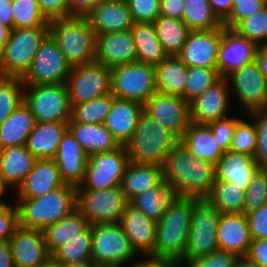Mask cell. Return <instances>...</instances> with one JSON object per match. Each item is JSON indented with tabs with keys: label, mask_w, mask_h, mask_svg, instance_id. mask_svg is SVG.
Returning a JSON list of instances; mask_svg holds the SVG:
<instances>
[{
	"label": "cell",
	"mask_w": 267,
	"mask_h": 267,
	"mask_svg": "<svg viewBox=\"0 0 267 267\" xmlns=\"http://www.w3.org/2000/svg\"><path fill=\"white\" fill-rule=\"evenodd\" d=\"M162 172L182 197L206 198L216 180L215 164L194 158L180 141L167 154Z\"/></svg>",
	"instance_id": "1"
},
{
	"label": "cell",
	"mask_w": 267,
	"mask_h": 267,
	"mask_svg": "<svg viewBox=\"0 0 267 267\" xmlns=\"http://www.w3.org/2000/svg\"><path fill=\"white\" fill-rule=\"evenodd\" d=\"M19 225L43 230L77 208V188L64 184L36 198H18Z\"/></svg>",
	"instance_id": "2"
},
{
	"label": "cell",
	"mask_w": 267,
	"mask_h": 267,
	"mask_svg": "<svg viewBox=\"0 0 267 267\" xmlns=\"http://www.w3.org/2000/svg\"><path fill=\"white\" fill-rule=\"evenodd\" d=\"M191 211L192 197H180L165 210L156 225L155 256L178 265L185 260Z\"/></svg>",
	"instance_id": "3"
},
{
	"label": "cell",
	"mask_w": 267,
	"mask_h": 267,
	"mask_svg": "<svg viewBox=\"0 0 267 267\" xmlns=\"http://www.w3.org/2000/svg\"><path fill=\"white\" fill-rule=\"evenodd\" d=\"M49 34L71 68L95 61L96 36L86 16L50 20Z\"/></svg>",
	"instance_id": "4"
},
{
	"label": "cell",
	"mask_w": 267,
	"mask_h": 267,
	"mask_svg": "<svg viewBox=\"0 0 267 267\" xmlns=\"http://www.w3.org/2000/svg\"><path fill=\"white\" fill-rule=\"evenodd\" d=\"M179 140L145 111L126 143L130 161L163 167L167 154Z\"/></svg>",
	"instance_id": "5"
},
{
	"label": "cell",
	"mask_w": 267,
	"mask_h": 267,
	"mask_svg": "<svg viewBox=\"0 0 267 267\" xmlns=\"http://www.w3.org/2000/svg\"><path fill=\"white\" fill-rule=\"evenodd\" d=\"M48 34L49 27L13 28L0 55V76L22 78Z\"/></svg>",
	"instance_id": "6"
},
{
	"label": "cell",
	"mask_w": 267,
	"mask_h": 267,
	"mask_svg": "<svg viewBox=\"0 0 267 267\" xmlns=\"http://www.w3.org/2000/svg\"><path fill=\"white\" fill-rule=\"evenodd\" d=\"M219 211L205 198L192 197L191 226L188 232L185 260L206 256L218 250Z\"/></svg>",
	"instance_id": "7"
},
{
	"label": "cell",
	"mask_w": 267,
	"mask_h": 267,
	"mask_svg": "<svg viewBox=\"0 0 267 267\" xmlns=\"http://www.w3.org/2000/svg\"><path fill=\"white\" fill-rule=\"evenodd\" d=\"M24 92L23 102L36 122L70 120L71 105L66 84H24Z\"/></svg>",
	"instance_id": "8"
},
{
	"label": "cell",
	"mask_w": 267,
	"mask_h": 267,
	"mask_svg": "<svg viewBox=\"0 0 267 267\" xmlns=\"http://www.w3.org/2000/svg\"><path fill=\"white\" fill-rule=\"evenodd\" d=\"M157 92L155 66L135 61L111 69V93L144 105Z\"/></svg>",
	"instance_id": "9"
},
{
	"label": "cell",
	"mask_w": 267,
	"mask_h": 267,
	"mask_svg": "<svg viewBox=\"0 0 267 267\" xmlns=\"http://www.w3.org/2000/svg\"><path fill=\"white\" fill-rule=\"evenodd\" d=\"M129 203L120 186L107 190L77 189V209L89 225L120 223Z\"/></svg>",
	"instance_id": "10"
},
{
	"label": "cell",
	"mask_w": 267,
	"mask_h": 267,
	"mask_svg": "<svg viewBox=\"0 0 267 267\" xmlns=\"http://www.w3.org/2000/svg\"><path fill=\"white\" fill-rule=\"evenodd\" d=\"M130 162L125 145L111 152L89 155L84 182L77 189L107 190L120 186Z\"/></svg>",
	"instance_id": "11"
},
{
	"label": "cell",
	"mask_w": 267,
	"mask_h": 267,
	"mask_svg": "<svg viewBox=\"0 0 267 267\" xmlns=\"http://www.w3.org/2000/svg\"><path fill=\"white\" fill-rule=\"evenodd\" d=\"M91 227L94 263L122 267L137 257L119 223L93 224Z\"/></svg>",
	"instance_id": "12"
},
{
	"label": "cell",
	"mask_w": 267,
	"mask_h": 267,
	"mask_svg": "<svg viewBox=\"0 0 267 267\" xmlns=\"http://www.w3.org/2000/svg\"><path fill=\"white\" fill-rule=\"evenodd\" d=\"M70 71L71 66L56 41L48 34L21 80L24 84H66Z\"/></svg>",
	"instance_id": "13"
},
{
	"label": "cell",
	"mask_w": 267,
	"mask_h": 267,
	"mask_svg": "<svg viewBox=\"0 0 267 267\" xmlns=\"http://www.w3.org/2000/svg\"><path fill=\"white\" fill-rule=\"evenodd\" d=\"M66 86L70 105L103 96L111 92V69L97 61L72 67Z\"/></svg>",
	"instance_id": "14"
},
{
	"label": "cell",
	"mask_w": 267,
	"mask_h": 267,
	"mask_svg": "<svg viewBox=\"0 0 267 267\" xmlns=\"http://www.w3.org/2000/svg\"><path fill=\"white\" fill-rule=\"evenodd\" d=\"M224 78L249 113L267 108V80L255 60L231 71Z\"/></svg>",
	"instance_id": "15"
},
{
	"label": "cell",
	"mask_w": 267,
	"mask_h": 267,
	"mask_svg": "<svg viewBox=\"0 0 267 267\" xmlns=\"http://www.w3.org/2000/svg\"><path fill=\"white\" fill-rule=\"evenodd\" d=\"M144 111L180 140L190 123L189 103L181 96L155 92Z\"/></svg>",
	"instance_id": "16"
},
{
	"label": "cell",
	"mask_w": 267,
	"mask_h": 267,
	"mask_svg": "<svg viewBox=\"0 0 267 267\" xmlns=\"http://www.w3.org/2000/svg\"><path fill=\"white\" fill-rule=\"evenodd\" d=\"M223 33L224 25L212 30H190L177 56L188 68H217L218 49Z\"/></svg>",
	"instance_id": "17"
},
{
	"label": "cell",
	"mask_w": 267,
	"mask_h": 267,
	"mask_svg": "<svg viewBox=\"0 0 267 267\" xmlns=\"http://www.w3.org/2000/svg\"><path fill=\"white\" fill-rule=\"evenodd\" d=\"M95 61L110 69L137 61L131 29L96 35Z\"/></svg>",
	"instance_id": "18"
},
{
	"label": "cell",
	"mask_w": 267,
	"mask_h": 267,
	"mask_svg": "<svg viewBox=\"0 0 267 267\" xmlns=\"http://www.w3.org/2000/svg\"><path fill=\"white\" fill-rule=\"evenodd\" d=\"M230 87L223 77L215 85L189 102L190 122L208 124L226 117Z\"/></svg>",
	"instance_id": "19"
},
{
	"label": "cell",
	"mask_w": 267,
	"mask_h": 267,
	"mask_svg": "<svg viewBox=\"0 0 267 267\" xmlns=\"http://www.w3.org/2000/svg\"><path fill=\"white\" fill-rule=\"evenodd\" d=\"M9 242L15 267H36L51 257L40 229L19 225Z\"/></svg>",
	"instance_id": "20"
},
{
	"label": "cell",
	"mask_w": 267,
	"mask_h": 267,
	"mask_svg": "<svg viewBox=\"0 0 267 267\" xmlns=\"http://www.w3.org/2000/svg\"><path fill=\"white\" fill-rule=\"evenodd\" d=\"M119 224L137 254L155 256L157 222L128 203Z\"/></svg>",
	"instance_id": "21"
},
{
	"label": "cell",
	"mask_w": 267,
	"mask_h": 267,
	"mask_svg": "<svg viewBox=\"0 0 267 267\" xmlns=\"http://www.w3.org/2000/svg\"><path fill=\"white\" fill-rule=\"evenodd\" d=\"M218 250L246 256L252 238L244 213H220L217 224Z\"/></svg>",
	"instance_id": "22"
},
{
	"label": "cell",
	"mask_w": 267,
	"mask_h": 267,
	"mask_svg": "<svg viewBox=\"0 0 267 267\" xmlns=\"http://www.w3.org/2000/svg\"><path fill=\"white\" fill-rule=\"evenodd\" d=\"M88 155L68 129L59 144L54 158L62 181L79 187L85 179Z\"/></svg>",
	"instance_id": "23"
},
{
	"label": "cell",
	"mask_w": 267,
	"mask_h": 267,
	"mask_svg": "<svg viewBox=\"0 0 267 267\" xmlns=\"http://www.w3.org/2000/svg\"><path fill=\"white\" fill-rule=\"evenodd\" d=\"M86 17L95 36L107 32L129 30L134 25L126 0H103Z\"/></svg>",
	"instance_id": "24"
},
{
	"label": "cell",
	"mask_w": 267,
	"mask_h": 267,
	"mask_svg": "<svg viewBox=\"0 0 267 267\" xmlns=\"http://www.w3.org/2000/svg\"><path fill=\"white\" fill-rule=\"evenodd\" d=\"M256 45L224 26L218 49L217 70L222 77L255 59Z\"/></svg>",
	"instance_id": "25"
},
{
	"label": "cell",
	"mask_w": 267,
	"mask_h": 267,
	"mask_svg": "<svg viewBox=\"0 0 267 267\" xmlns=\"http://www.w3.org/2000/svg\"><path fill=\"white\" fill-rule=\"evenodd\" d=\"M64 184L54 159H36L32 170L18 187L17 198L43 196Z\"/></svg>",
	"instance_id": "26"
},
{
	"label": "cell",
	"mask_w": 267,
	"mask_h": 267,
	"mask_svg": "<svg viewBox=\"0 0 267 267\" xmlns=\"http://www.w3.org/2000/svg\"><path fill=\"white\" fill-rule=\"evenodd\" d=\"M144 105L127 99L114 98L104 125L120 145H126L134 134Z\"/></svg>",
	"instance_id": "27"
},
{
	"label": "cell",
	"mask_w": 267,
	"mask_h": 267,
	"mask_svg": "<svg viewBox=\"0 0 267 267\" xmlns=\"http://www.w3.org/2000/svg\"><path fill=\"white\" fill-rule=\"evenodd\" d=\"M259 169L253 156L227 150L215 164V179L234 183L246 191Z\"/></svg>",
	"instance_id": "28"
},
{
	"label": "cell",
	"mask_w": 267,
	"mask_h": 267,
	"mask_svg": "<svg viewBox=\"0 0 267 267\" xmlns=\"http://www.w3.org/2000/svg\"><path fill=\"white\" fill-rule=\"evenodd\" d=\"M67 130L68 121L36 122L26 148L36 159H54Z\"/></svg>",
	"instance_id": "29"
},
{
	"label": "cell",
	"mask_w": 267,
	"mask_h": 267,
	"mask_svg": "<svg viewBox=\"0 0 267 267\" xmlns=\"http://www.w3.org/2000/svg\"><path fill=\"white\" fill-rule=\"evenodd\" d=\"M180 197L182 196L175 186L162 180L156 187L133 197L129 203L150 219L158 222L165 210Z\"/></svg>",
	"instance_id": "30"
},
{
	"label": "cell",
	"mask_w": 267,
	"mask_h": 267,
	"mask_svg": "<svg viewBox=\"0 0 267 267\" xmlns=\"http://www.w3.org/2000/svg\"><path fill=\"white\" fill-rule=\"evenodd\" d=\"M68 129L88 156L111 152L121 146L104 123L68 122Z\"/></svg>",
	"instance_id": "31"
},
{
	"label": "cell",
	"mask_w": 267,
	"mask_h": 267,
	"mask_svg": "<svg viewBox=\"0 0 267 267\" xmlns=\"http://www.w3.org/2000/svg\"><path fill=\"white\" fill-rule=\"evenodd\" d=\"M179 141L194 158L213 164H216L224 153L207 124L190 122Z\"/></svg>",
	"instance_id": "32"
},
{
	"label": "cell",
	"mask_w": 267,
	"mask_h": 267,
	"mask_svg": "<svg viewBox=\"0 0 267 267\" xmlns=\"http://www.w3.org/2000/svg\"><path fill=\"white\" fill-rule=\"evenodd\" d=\"M36 158L26 145L0 149V175L10 187H19L32 170Z\"/></svg>",
	"instance_id": "33"
},
{
	"label": "cell",
	"mask_w": 267,
	"mask_h": 267,
	"mask_svg": "<svg viewBox=\"0 0 267 267\" xmlns=\"http://www.w3.org/2000/svg\"><path fill=\"white\" fill-rule=\"evenodd\" d=\"M36 120L30 109L22 102L0 125V149L26 145Z\"/></svg>",
	"instance_id": "34"
},
{
	"label": "cell",
	"mask_w": 267,
	"mask_h": 267,
	"mask_svg": "<svg viewBox=\"0 0 267 267\" xmlns=\"http://www.w3.org/2000/svg\"><path fill=\"white\" fill-rule=\"evenodd\" d=\"M162 180V167L130 162L123 175L120 187L130 201L145 190L156 187Z\"/></svg>",
	"instance_id": "35"
},
{
	"label": "cell",
	"mask_w": 267,
	"mask_h": 267,
	"mask_svg": "<svg viewBox=\"0 0 267 267\" xmlns=\"http://www.w3.org/2000/svg\"><path fill=\"white\" fill-rule=\"evenodd\" d=\"M188 77V67L177 55L168 56L155 66L157 92L177 95L184 99V89Z\"/></svg>",
	"instance_id": "36"
},
{
	"label": "cell",
	"mask_w": 267,
	"mask_h": 267,
	"mask_svg": "<svg viewBox=\"0 0 267 267\" xmlns=\"http://www.w3.org/2000/svg\"><path fill=\"white\" fill-rule=\"evenodd\" d=\"M131 31L137 61L156 66L168 57L157 37L154 23H134Z\"/></svg>",
	"instance_id": "37"
},
{
	"label": "cell",
	"mask_w": 267,
	"mask_h": 267,
	"mask_svg": "<svg viewBox=\"0 0 267 267\" xmlns=\"http://www.w3.org/2000/svg\"><path fill=\"white\" fill-rule=\"evenodd\" d=\"M88 225L86 218L76 208L62 220L45 227L43 232L47 250L51 255L76 233L81 232Z\"/></svg>",
	"instance_id": "38"
},
{
	"label": "cell",
	"mask_w": 267,
	"mask_h": 267,
	"mask_svg": "<svg viewBox=\"0 0 267 267\" xmlns=\"http://www.w3.org/2000/svg\"><path fill=\"white\" fill-rule=\"evenodd\" d=\"M51 257L61 265L92 261V227L87 225L66 243L58 247Z\"/></svg>",
	"instance_id": "39"
},
{
	"label": "cell",
	"mask_w": 267,
	"mask_h": 267,
	"mask_svg": "<svg viewBox=\"0 0 267 267\" xmlns=\"http://www.w3.org/2000/svg\"><path fill=\"white\" fill-rule=\"evenodd\" d=\"M245 190L236 184L215 180L211 192L206 200L211 203L219 213H244Z\"/></svg>",
	"instance_id": "40"
},
{
	"label": "cell",
	"mask_w": 267,
	"mask_h": 267,
	"mask_svg": "<svg viewBox=\"0 0 267 267\" xmlns=\"http://www.w3.org/2000/svg\"><path fill=\"white\" fill-rule=\"evenodd\" d=\"M157 37L168 56L178 55L186 42L189 28L181 19L159 16L154 22Z\"/></svg>",
	"instance_id": "41"
},
{
	"label": "cell",
	"mask_w": 267,
	"mask_h": 267,
	"mask_svg": "<svg viewBox=\"0 0 267 267\" xmlns=\"http://www.w3.org/2000/svg\"><path fill=\"white\" fill-rule=\"evenodd\" d=\"M182 20L189 30H212L223 25L208 0H185Z\"/></svg>",
	"instance_id": "42"
},
{
	"label": "cell",
	"mask_w": 267,
	"mask_h": 267,
	"mask_svg": "<svg viewBox=\"0 0 267 267\" xmlns=\"http://www.w3.org/2000/svg\"><path fill=\"white\" fill-rule=\"evenodd\" d=\"M115 96L110 92L89 101L71 105L68 122L102 124L111 110Z\"/></svg>",
	"instance_id": "43"
},
{
	"label": "cell",
	"mask_w": 267,
	"mask_h": 267,
	"mask_svg": "<svg viewBox=\"0 0 267 267\" xmlns=\"http://www.w3.org/2000/svg\"><path fill=\"white\" fill-rule=\"evenodd\" d=\"M223 77L217 68L190 67L184 89V100L192 101L205 90L215 85Z\"/></svg>",
	"instance_id": "44"
},
{
	"label": "cell",
	"mask_w": 267,
	"mask_h": 267,
	"mask_svg": "<svg viewBox=\"0 0 267 267\" xmlns=\"http://www.w3.org/2000/svg\"><path fill=\"white\" fill-rule=\"evenodd\" d=\"M231 30L256 46L267 44V5L239 21Z\"/></svg>",
	"instance_id": "45"
},
{
	"label": "cell",
	"mask_w": 267,
	"mask_h": 267,
	"mask_svg": "<svg viewBox=\"0 0 267 267\" xmlns=\"http://www.w3.org/2000/svg\"><path fill=\"white\" fill-rule=\"evenodd\" d=\"M13 28L49 27L37 0H12Z\"/></svg>",
	"instance_id": "46"
},
{
	"label": "cell",
	"mask_w": 267,
	"mask_h": 267,
	"mask_svg": "<svg viewBox=\"0 0 267 267\" xmlns=\"http://www.w3.org/2000/svg\"><path fill=\"white\" fill-rule=\"evenodd\" d=\"M23 94L21 78L0 76V125L23 102Z\"/></svg>",
	"instance_id": "47"
},
{
	"label": "cell",
	"mask_w": 267,
	"mask_h": 267,
	"mask_svg": "<svg viewBox=\"0 0 267 267\" xmlns=\"http://www.w3.org/2000/svg\"><path fill=\"white\" fill-rule=\"evenodd\" d=\"M256 147L257 132L255 122L253 121L249 123L240 119L236 123L234 136L229 150L254 157Z\"/></svg>",
	"instance_id": "48"
},
{
	"label": "cell",
	"mask_w": 267,
	"mask_h": 267,
	"mask_svg": "<svg viewBox=\"0 0 267 267\" xmlns=\"http://www.w3.org/2000/svg\"><path fill=\"white\" fill-rule=\"evenodd\" d=\"M244 197V214L267 204V169L255 173Z\"/></svg>",
	"instance_id": "49"
},
{
	"label": "cell",
	"mask_w": 267,
	"mask_h": 267,
	"mask_svg": "<svg viewBox=\"0 0 267 267\" xmlns=\"http://www.w3.org/2000/svg\"><path fill=\"white\" fill-rule=\"evenodd\" d=\"M248 114L255 117L257 147L254 159L260 169H267V108L254 110Z\"/></svg>",
	"instance_id": "50"
},
{
	"label": "cell",
	"mask_w": 267,
	"mask_h": 267,
	"mask_svg": "<svg viewBox=\"0 0 267 267\" xmlns=\"http://www.w3.org/2000/svg\"><path fill=\"white\" fill-rule=\"evenodd\" d=\"M134 23H153L160 16V0H126Z\"/></svg>",
	"instance_id": "51"
},
{
	"label": "cell",
	"mask_w": 267,
	"mask_h": 267,
	"mask_svg": "<svg viewBox=\"0 0 267 267\" xmlns=\"http://www.w3.org/2000/svg\"><path fill=\"white\" fill-rule=\"evenodd\" d=\"M267 5V0H234L231 14L223 21L227 29H232L239 21L251 16Z\"/></svg>",
	"instance_id": "52"
},
{
	"label": "cell",
	"mask_w": 267,
	"mask_h": 267,
	"mask_svg": "<svg viewBox=\"0 0 267 267\" xmlns=\"http://www.w3.org/2000/svg\"><path fill=\"white\" fill-rule=\"evenodd\" d=\"M238 258L235 253L217 250L206 256L184 261L187 267H235Z\"/></svg>",
	"instance_id": "53"
},
{
	"label": "cell",
	"mask_w": 267,
	"mask_h": 267,
	"mask_svg": "<svg viewBox=\"0 0 267 267\" xmlns=\"http://www.w3.org/2000/svg\"><path fill=\"white\" fill-rule=\"evenodd\" d=\"M239 120L238 118L225 117L207 124L213 133L216 143L219 144L224 152L230 149L236 123Z\"/></svg>",
	"instance_id": "54"
},
{
	"label": "cell",
	"mask_w": 267,
	"mask_h": 267,
	"mask_svg": "<svg viewBox=\"0 0 267 267\" xmlns=\"http://www.w3.org/2000/svg\"><path fill=\"white\" fill-rule=\"evenodd\" d=\"M252 240L267 238V204L246 213Z\"/></svg>",
	"instance_id": "55"
},
{
	"label": "cell",
	"mask_w": 267,
	"mask_h": 267,
	"mask_svg": "<svg viewBox=\"0 0 267 267\" xmlns=\"http://www.w3.org/2000/svg\"><path fill=\"white\" fill-rule=\"evenodd\" d=\"M18 226L19 212L17 206H0V241L9 240Z\"/></svg>",
	"instance_id": "56"
},
{
	"label": "cell",
	"mask_w": 267,
	"mask_h": 267,
	"mask_svg": "<svg viewBox=\"0 0 267 267\" xmlns=\"http://www.w3.org/2000/svg\"><path fill=\"white\" fill-rule=\"evenodd\" d=\"M40 12L50 21L68 17L67 0H37Z\"/></svg>",
	"instance_id": "57"
},
{
	"label": "cell",
	"mask_w": 267,
	"mask_h": 267,
	"mask_svg": "<svg viewBox=\"0 0 267 267\" xmlns=\"http://www.w3.org/2000/svg\"><path fill=\"white\" fill-rule=\"evenodd\" d=\"M246 256L261 267H267V238L252 240Z\"/></svg>",
	"instance_id": "58"
},
{
	"label": "cell",
	"mask_w": 267,
	"mask_h": 267,
	"mask_svg": "<svg viewBox=\"0 0 267 267\" xmlns=\"http://www.w3.org/2000/svg\"><path fill=\"white\" fill-rule=\"evenodd\" d=\"M103 0H67L68 17L86 16Z\"/></svg>",
	"instance_id": "59"
},
{
	"label": "cell",
	"mask_w": 267,
	"mask_h": 267,
	"mask_svg": "<svg viewBox=\"0 0 267 267\" xmlns=\"http://www.w3.org/2000/svg\"><path fill=\"white\" fill-rule=\"evenodd\" d=\"M184 1L160 0V16L182 20Z\"/></svg>",
	"instance_id": "60"
},
{
	"label": "cell",
	"mask_w": 267,
	"mask_h": 267,
	"mask_svg": "<svg viewBox=\"0 0 267 267\" xmlns=\"http://www.w3.org/2000/svg\"><path fill=\"white\" fill-rule=\"evenodd\" d=\"M213 12L223 22L232 12L234 0H208Z\"/></svg>",
	"instance_id": "61"
},
{
	"label": "cell",
	"mask_w": 267,
	"mask_h": 267,
	"mask_svg": "<svg viewBox=\"0 0 267 267\" xmlns=\"http://www.w3.org/2000/svg\"><path fill=\"white\" fill-rule=\"evenodd\" d=\"M148 259L145 258L144 261L137 260L135 264H133V267H172L174 264L172 261L157 257L154 255H147Z\"/></svg>",
	"instance_id": "62"
},
{
	"label": "cell",
	"mask_w": 267,
	"mask_h": 267,
	"mask_svg": "<svg viewBox=\"0 0 267 267\" xmlns=\"http://www.w3.org/2000/svg\"><path fill=\"white\" fill-rule=\"evenodd\" d=\"M12 0H0V23L13 29Z\"/></svg>",
	"instance_id": "63"
},
{
	"label": "cell",
	"mask_w": 267,
	"mask_h": 267,
	"mask_svg": "<svg viewBox=\"0 0 267 267\" xmlns=\"http://www.w3.org/2000/svg\"><path fill=\"white\" fill-rule=\"evenodd\" d=\"M0 267H15L9 240L0 241Z\"/></svg>",
	"instance_id": "64"
},
{
	"label": "cell",
	"mask_w": 267,
	"mask_h": 267,
	"mask_svg": "<svg viewBox=\"0 0 267 267\" xmlns=\"http://www.w3.org/2000/svg\"><path fill=\"white\" fill-rule=\"evenodd\" d=\"M254 60L257 62L260 71L267 80V44L256 47Z\"/></svg>",
	"instance_id": "65"
},
{
	"label": "cell",
	"mask_w": 267,
	"mask_h": 267,
	"mask_svg": "<svg viewBox=\"0 0 267 267\" xmlns=\"http://www.w3.org/2000/svg\"><path fill=\"white\" fill-rule=\"evenodd\" d=\"M11 28L0 23V55L4 49L5 44L9 40Z\"/></svg>",
	"instance_id": "66"
},
{
	"label": "cell",
	"mask_w": 267,
	"mask_h": 267,
	"mask_svg": "<svg viewBox=\"0 0 267 267\" xmlns=\"http://www.w3.org/2000/svg\"><path fill=\"white\" fill-rule=\"evenodd\" d=\"M235 267H261L257 262L247 256H239Z\"/></svg>",
	"instance_id": "67"
},
{
	"label": "cell",
	"mask_w": 267,
	"mask_h": 267,
	"mask_svg": "<svg viewBox=\"0 0 267 267\" xmlns=\"http://www.w3.org/2000/svg\"><path fill=\"white\" fill-rule=\"evenodd\" d=\"M7 187L10 186L5 182L4 178L0 175V198L1 196H3L6 189H8ZM7 205L9 204L0 201V206H7Z\"/></svg>",
	"instance_id": "68"
},
{
	"label": "cell",
	"mask_w": 267,
	"mask_h": 267,
	"mask_svg": "<svg viewBox=\"0 0 267 267\" xmlns=\"http://www.w3.org/2000/svg\"><path fill=\"white\" fill-rule=\"evenodd\" d=\"M36 267H62V265L56 262L52 257H49L45 262Z\"/></svg>",
	"instance_id": "69"
},
{
	"label": "cell",
	"mask_w": 267,
	"mask_h": 267,
	"mask_svg": "<svg viewBox=\"0 0 267 267\" xmlns=\"http://www.w3.org/2000/svg\"><path fill=\"white\" fill-rule=\"evenodd\" d=\"M95 263L93 261L80 262V263H72V264H64L62 267H92Z\"/></svg>",
	"instance_id": "70"
},
{
	"label": "cell",
	"mask_w": 267,
	"mask_h": 267,
	"mask_svg": "<svg viewBox=\"0 0 267 267\" xmlns=\"http://www.w3.org/2000/svg\"><path fill=\"white\" fill-rule=\"evenodd\" d=\"M92 267H118L112 264H97L95 263Z\"/></svg>",
	"instance_id": "71"
}]
</instances>
